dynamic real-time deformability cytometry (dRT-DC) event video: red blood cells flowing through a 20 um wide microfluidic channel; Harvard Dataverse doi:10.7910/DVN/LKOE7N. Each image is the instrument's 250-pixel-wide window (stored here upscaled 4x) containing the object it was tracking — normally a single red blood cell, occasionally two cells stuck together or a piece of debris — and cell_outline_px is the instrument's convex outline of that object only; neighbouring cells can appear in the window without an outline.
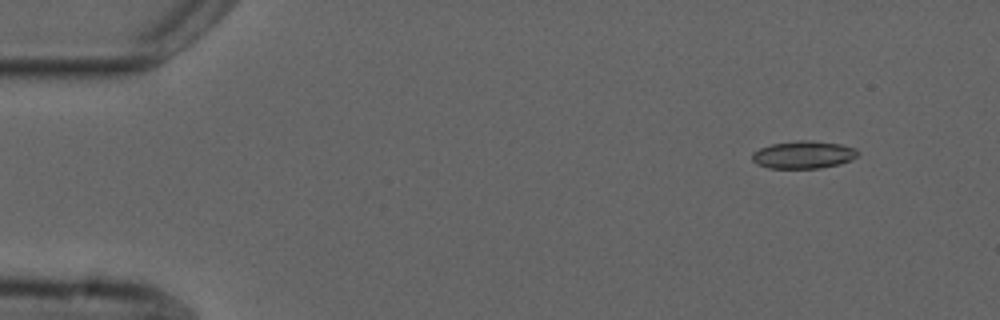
{"species": "common noctule bat (a hibernating species)", "species_latin": "Nyctalus noctula", "temperature_condition": "cold", "stored_images_in_passage": 4, "camera_frame_rate_fps": 3000, "um_per_image_px": 0.085, "animal": {"sex": "male", "forearm_length_mm": 52.5}, "frame": {"image": 1, "passage_image": 1, "time_ms": 0.0, "image_size_px": [1000, 320], "cell_outline_px": [[860, 152], [852, 160], [840, 164], [820, 168], [768, 168], [756, 164], [752, 160], [752, 152], [760, 148], [772, 144], [800, 140], [808, 140], [840, 144], [856, 148]], "centroid_in_image_um": [68.3, 13.16], "position_along_channel_um": 16.7, "area_um2": 17.05}}
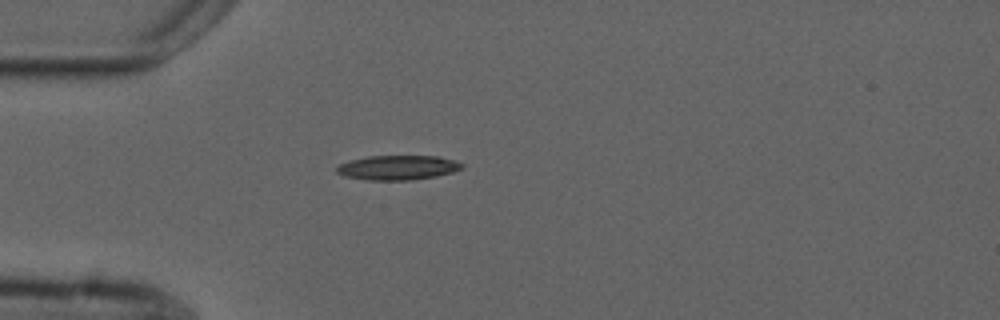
{"frame": {"image": 2, "passage_image": 4, "time_ms": 3.333, "image_size_px": [1000, 320], "cell_outline_px": [[464, 168], [452, 172], [436, 176], [412, 180], [368, 180], [344, 176], [336, 172], [336, 168], [340, 164], [352, 160], [368, 156], [440, 156], [456, 160], [464, 164]], "centroid_in_image_um": [33.86, 14.24], "position_along_channel_um": 51.1, "area_um2": 17.98}}